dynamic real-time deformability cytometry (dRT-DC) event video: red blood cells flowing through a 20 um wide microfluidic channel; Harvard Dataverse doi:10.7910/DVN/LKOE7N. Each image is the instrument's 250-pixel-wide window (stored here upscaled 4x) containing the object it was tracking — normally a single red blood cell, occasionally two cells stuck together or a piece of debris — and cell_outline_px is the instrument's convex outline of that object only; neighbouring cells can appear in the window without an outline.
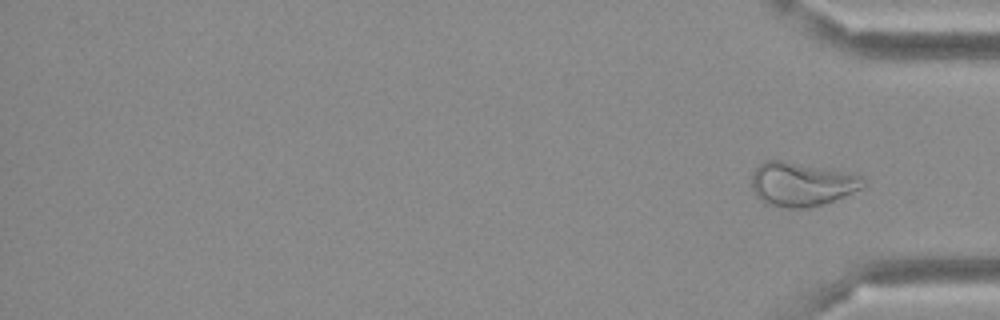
{"species": "Egyptian fruit bat (a non-hibernating species)", "species_latin": "Rousettus aegyptiacus", "temperature_condition": "cold", "stored_images_in_passage": 42, "camera_frame_rate_fps": 3000, "um_per_image_px": 0.085, "frame": {"image": 1, "passage_image": 42, "time_ms": 13.667, "image_size_px": [1000, 320], "cell_outline_px": [[864, 188], [824, 204], [808, 208], [784, 208], [764, 204], [756, 196], [752, 188], [752, 176], [756, 168], [764, 160], [780, 160], [836, 168], [852, 172], [860, 176], [864, 180]], "centroid_in_image_um": [68.16, 15.64], "position_along_channel_um": 367.0, "area_um2": 29.25}}